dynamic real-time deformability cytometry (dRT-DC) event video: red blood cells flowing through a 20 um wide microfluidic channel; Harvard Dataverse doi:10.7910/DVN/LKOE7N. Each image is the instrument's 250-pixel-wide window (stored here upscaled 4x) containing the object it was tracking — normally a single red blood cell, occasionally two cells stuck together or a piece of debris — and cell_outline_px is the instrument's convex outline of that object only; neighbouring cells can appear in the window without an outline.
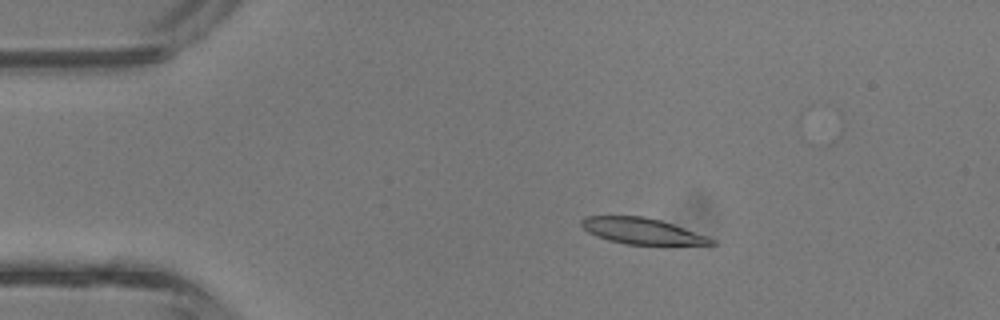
{"species": "common noctule bat (a hibernating species)", "species_latin": "Nyctalus noctula", "temperature_condition": "room temperature", "stored_images_in_passage": 36, "camera_frame_rate_fps": 3000, "um_per_image_px": 0.085, "animal": {"sex": "male", "body_mass_g": 13.3}, "frame": {"image": 1, "passage_image": 1, "time_ms": 0.0, "image_size_px": [1000, 320], "cell_outline_px": [[716, 244], [668, 248], [660, 248], [624, 244], [608, 240], [596, 236], [588, 232], [580, 224], [580, 220], [584, 216], [644, 216], [660, 220], [708, 236], [716, 240]], "centroid_in_image_um": [54.68, 19.71], "position_along_channel_um": 30.3, "area_um2": 20.98}}
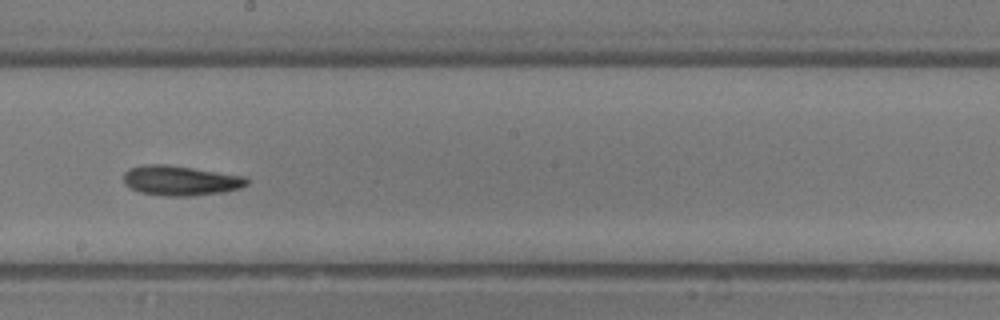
{"frame": {"image": 2, "passage_image": 17, "time_ms": 5.333, "image_size_px": [1000, 320], "cell_outline_px": [[248, 184], [240, 188], [224, 192], [192, 196], [164, 196], [140, 192], [128, 188], [124, 184], [124, 172], [128, 168], [144, 164], [164, 164], [248, 176]], "centroid_in_image_um": [15.33, 15.35], "position_along_channel_um": 232.9, "area_um2": 21.73}}
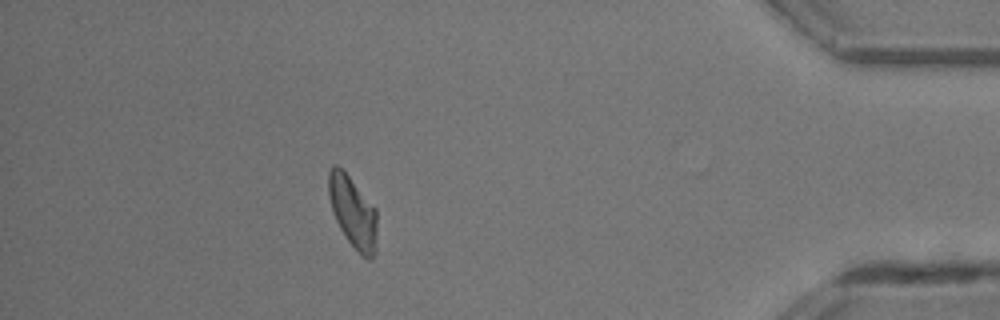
{"frame": {"image": 3, "passage_image": 31, "time_ms": 10.0, "image_size_px": [1000, 320], "cell_outline_px": [[376, 252], [372, 260], [368, 260], [360, 256], [348, 240], [340, 228], [332, 212], [328, 196], [328, 172], [332, 164], [336, 164], [348, 176], [376, 208]], "centroid_in_image_um": [29.99, 18.06], "position_along_channel_um": 405.2, "area_um2": 20.29}}